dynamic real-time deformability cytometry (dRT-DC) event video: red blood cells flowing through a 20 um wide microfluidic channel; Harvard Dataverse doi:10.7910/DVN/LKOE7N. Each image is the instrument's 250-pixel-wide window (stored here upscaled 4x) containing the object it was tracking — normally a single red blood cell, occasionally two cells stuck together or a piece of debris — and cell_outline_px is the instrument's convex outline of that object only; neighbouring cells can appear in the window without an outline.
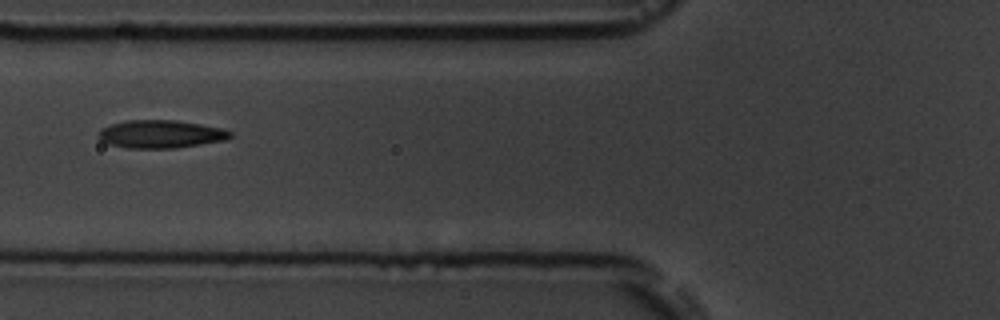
{"species": "common noctule bat (a hibernating species)", "species_latin": "Nyctalus noctula", "temperature_condition": "room temperature", "stored_images_in_passage": 6, "camera_frame_rate_fps": 3000, "um_per_image_px": 0.085, "animal": {"sex": "male", "body_mass_g": 19.5, "forearm_length_mm": 54.6}, "frame": {"image": 1, "passage_image": 2, "time_ms": 1.333, "image_size_px": [1000, 320], "cell_outline_px": [[232, 136], [224, 140], [176, 148], [128, 148], [108, 144], [100, 140], [96, 136], [96, 132], [100, 128], [112, 124], [128, 120], [176, 120], [224, 128], [232, 132]], "centroid_in_image_um": [13.62, 11.39], "position_along_channel_um": 112.2, "area_um2": 21.62}}
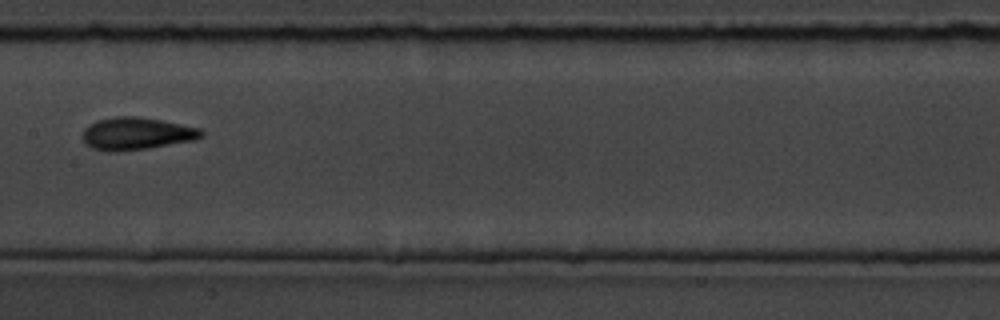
{"frame": {"image": 2, "passage_image": 4, "time_ms": 3.667, "image_size_px": [1000, 320], "cell_outline_px": [[204, 136], [196, 140], [148, 148], [112, 152], [92, 148], [84, 144], [80, 136], [84, 128], [88, 124], [96, 120], [116, 116], [136, 116], [160, 120], [200, 128], [204, 132]], "centroid_in_image_um": [11.56, 11.35], "position_along_channel_um": 195.8, "area_um2": 22.72}}
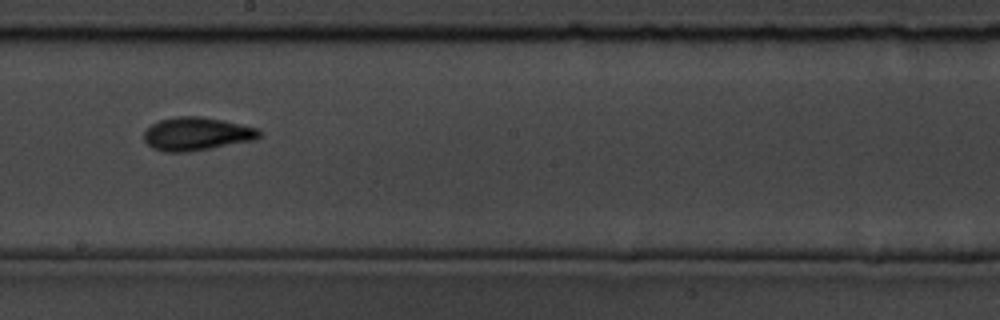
{"frame": {"image": 3, "passage_image": 5, "time_ms": 4.667, "image_size_px": [1000, 320], "cell_outline_px": [[260, 136], [256, 140], [188, 152], [168, 152], [152, 148], [144, 140], [144, 132], [152, 124], [160, 120], [176, 116], [200, 116], [220, 120], [256, 128], [260, 132]], "centroid_in_image_um": [16.69, 11.39], "position_along_channel_um": 231.5, "area_um2": 22.08}}